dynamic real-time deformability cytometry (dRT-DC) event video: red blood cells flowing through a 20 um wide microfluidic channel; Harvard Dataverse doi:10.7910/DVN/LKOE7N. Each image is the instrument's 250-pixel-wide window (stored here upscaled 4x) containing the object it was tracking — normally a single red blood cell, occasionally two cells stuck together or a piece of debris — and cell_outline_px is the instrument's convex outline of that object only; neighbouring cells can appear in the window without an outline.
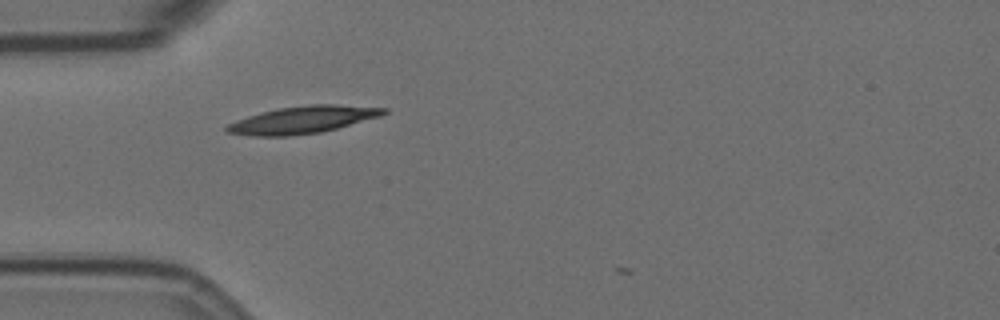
{"species": "Egyptian fruit bat (a non-hibernating species)", "species_latin": "Rousettus aegyptiacus", "temperature_condition": "room temperature", "stored_images_in_passage": 4, "camera_frame_rate_fps": 3000, "um_per_image_px": 0.085, "animal": {"sex": "female"}, "frame": {"image": 1, "passage_image": 3, "time_ms": 0.667, "image_size_px": [1000, 320], "cell_outline_px": [[388, 112], [380, 116], [336, 128], [320, 132], [288, 136], [252, 136], [228, 132], [224, 128], [228, 124], [236, 120], [248, 116], [280, 108], [308, 104], [336, 104], [388, 108]], "centroid_in_image_um": [25.74, 10.17], "position_along_channel_um": 59.3, "area_um2": 24.62}}